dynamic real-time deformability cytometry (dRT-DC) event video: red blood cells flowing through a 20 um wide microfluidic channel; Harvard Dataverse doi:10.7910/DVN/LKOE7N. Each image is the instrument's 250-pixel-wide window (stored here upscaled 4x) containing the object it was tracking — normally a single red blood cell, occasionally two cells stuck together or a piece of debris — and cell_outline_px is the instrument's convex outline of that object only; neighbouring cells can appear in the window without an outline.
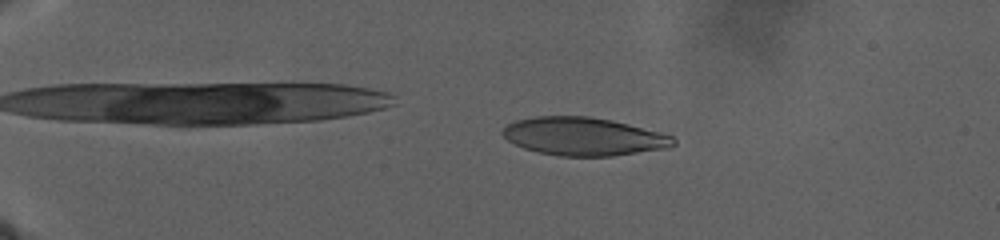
{"species": "human", "species_latin": "Homo sapiens", "temperature_condition": "warm", "stored_images_in_passage": 123, "camera_frame_rate_fps": 3000, "um_per_image_px": 0.085, "donor": {"sex": "male"}, "frame": {"image": 1, "passage_image": 30, "time_ms": 9.333, "image_size_px": [1000, 240], "cell_outline_px": [[676, 144], [668, 148], [612, 156], [560, 156], [540, 152], [524, 148], [508, 140], [500, 132], [508, 124], [516, 120], [536, 116], [588, 116], [612, 120], [660, 132], [672, 136], [676, 140]], "centroid_in_image_um": [49.62, 11.6], "position_along_channel_um": 35.4, "area_um2": 37.8}}
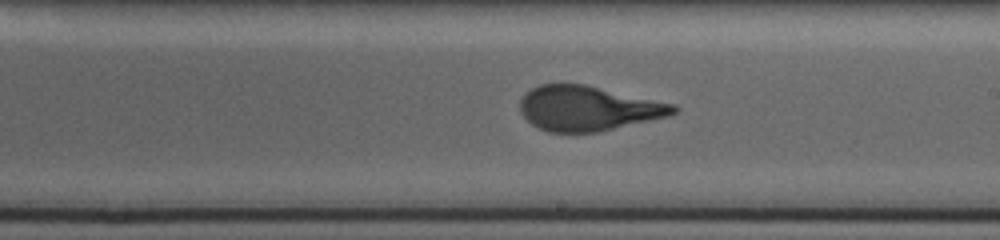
{"frame": {"image": 2, "passage_image": 80, "time_ms": 26.0, "image_size_px": [1000, 240], "cell_outline_px": [[680, 108], [676, 112], [668, 116], [600, 132], [548, 132], [532, 124], [520, 112], [520, 100], [532, 88], [540, 84], [584, 84], [676, 104]], "centroid_in_image_um": [50.02, 9.21], "position_along_channel_um": 239.0, "area_um2": 39.94}}
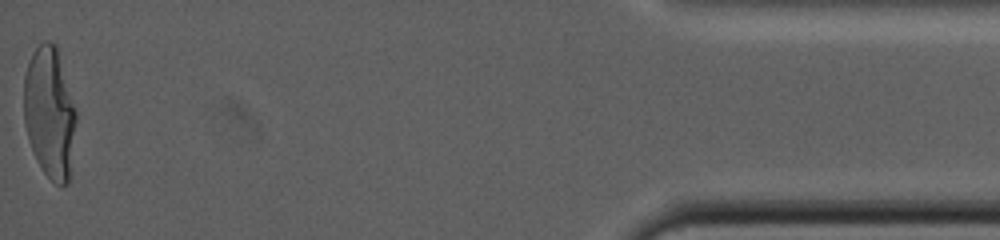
{"frame": {"image": 3, "passage_image": 123, "time_ms": 40.667, "image_size_px": [1000, 240], "cell_outline_px": [[76, 120], [68, 184], [60, 188], [44, 172], [36, 160], [24, 124], [24, 76], [32, 52], [44, 40], [48, 40], [56, 44], [76, 112]], "centroid_in_image_um": [4.21, 9.58], "position_along_channel_um": 431.0, "area_um2": 39.71}}